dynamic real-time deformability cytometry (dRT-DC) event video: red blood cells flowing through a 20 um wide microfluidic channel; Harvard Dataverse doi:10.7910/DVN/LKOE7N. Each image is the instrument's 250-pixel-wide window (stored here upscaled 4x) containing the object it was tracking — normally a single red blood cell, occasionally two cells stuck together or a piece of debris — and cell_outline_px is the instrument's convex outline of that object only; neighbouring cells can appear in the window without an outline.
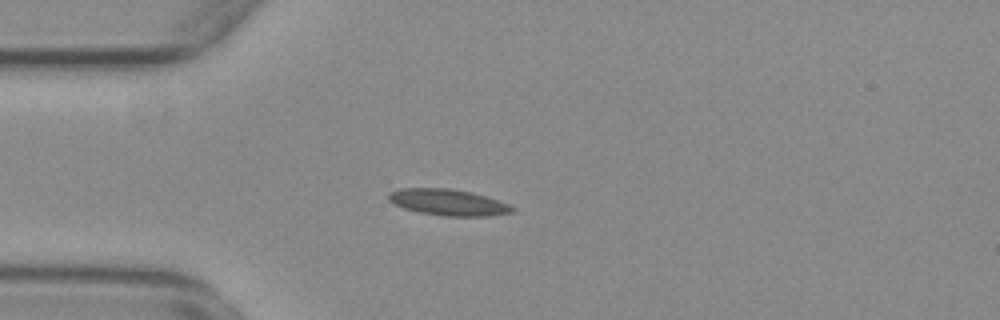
{"species": "common noctule bat (a hibernating species)", "species_latin": "Nyctalus noctula", "temperature_condition": "warm", "stored_images_in_passage": 52, "camera_frame_rate_fps": 3000, "um_per_image_px": 0.085, "animal": {"sex": "female", "body_mass_g": 29.2, "forearm_length_mm": 56.3}, "frame": {"image": 1, "passage_image": 12, "time_ms": 3.667, "image_size_px": [1000, 320], "cell_outline_px": [[516, 208], [512, 212], [488, 216], [444, 216], [420, 212], [404, 208], [388, 200], [388, 192], [400, 188], [448, 188], [472, 192], [508, 204]], "centroid_in_image_um": [38.07, 17.19], "position_along_channel_um": 46.9, "area_um2": 18.79}}
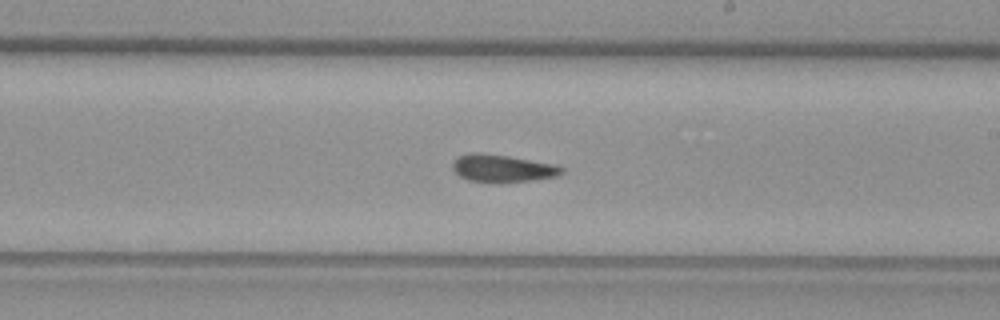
{"frame": {"image": 2, "passage_image": 29, "time_ms": 9.333, "image_size_px": [1000, 320], "cell_outline_px": [[564, 172], [560, 176], [532, 180], [500, 184], [492, 184], [468, 180], [460, 176], [452, 168], [452, 164], [456, 156], [472, 152], [480, 152], [508, 156], [556, 164], [564, 168]], "centroid_in_image_um": [42.71, 14.33], "position_along_channel_um": 246.3, "area_um2": 18.09}}
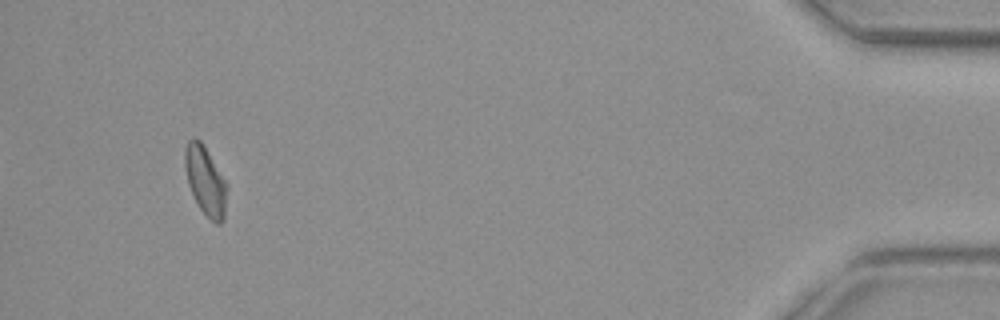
{"frame": {"image": 3, "passage_image": 49, "time_ms": 16.0, "image_size_px": [1000, 320], "cell_outline_px": [[228, 188], [224, 220], [220, 224], [216, 224], [200, 208], [188, 184], [184, 164], [184, 152], [188, 140], [200, 140], [228, 184]], "centroid_in_image_um": [17.49, 15.39], "position_along_channel_um": 417.7, "area_um2": 16.65}, "authors_computed_cell_mechanics": {"area_um2": 17.4556, "velocity_mm_per_s": 3.7614, "shape_relaxation_time_tau1_ms": null, "shape_relaxation_time_tau2_ms": 3.8777, "deformation_change_tau1": null, "deformation_change_tau2": 0.099}}